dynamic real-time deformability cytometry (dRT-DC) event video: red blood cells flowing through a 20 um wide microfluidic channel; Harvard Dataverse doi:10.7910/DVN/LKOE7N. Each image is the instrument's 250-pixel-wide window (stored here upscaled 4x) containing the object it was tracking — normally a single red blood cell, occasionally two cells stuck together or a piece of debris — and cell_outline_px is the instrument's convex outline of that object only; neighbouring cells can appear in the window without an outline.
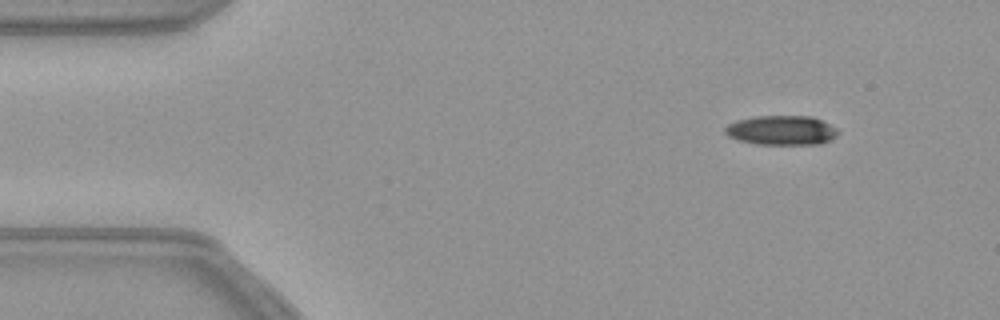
{"species": "common noctule bat (a hibernating species)", "species_latin": "Nyctalus noctula", "temperature_condition": "warm", "stored_images_in_passage": 51, "segment_of_instrument_passage": [1, 2], "camera_frame_rate_fps": 3000, "um_per_image_px": 0.085, "animal": {"sex": "female", "body_mass_g": 21.9}, "frame": {"image": 1, "passage_image": 1, "time_ms": 0.0, "image_size_px": [1000, 320], "cell_outline_px": [[840, 132], [836, 136], [820, 144], [756, 144], [736, 140], [728, 136], [724, 132], [724, 128], [728, 124], [736, 120], [756, 116], [812, 116], [836, 128]], "centroid_in_image_um": [66.39, 11.07], "position_along_channel_um": 18.6, "area_um2": 19.42}}
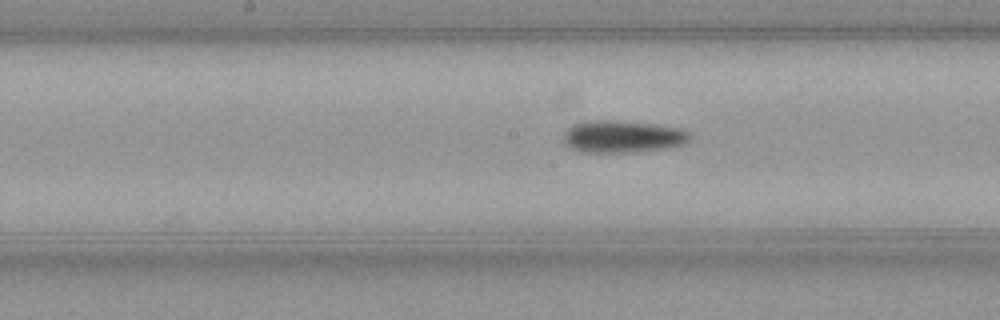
{"frame": {"image": 2, "passage_image": 22, "time_ms": 7.0, "image_size_px": [1000, 320], "cell_outline_px": [[692, 136], [684, 144], [668, 148], [640, 152], [580, 152], [564, 144], [564, 132], [572, 124], [588, 120], [612, 120], [652, 124], [680, 128], [688, 132]], "centroid_in_image_um": [52.91, 11.61], "position_along_channel_um": 195.3, "area_um2": 23.87}}
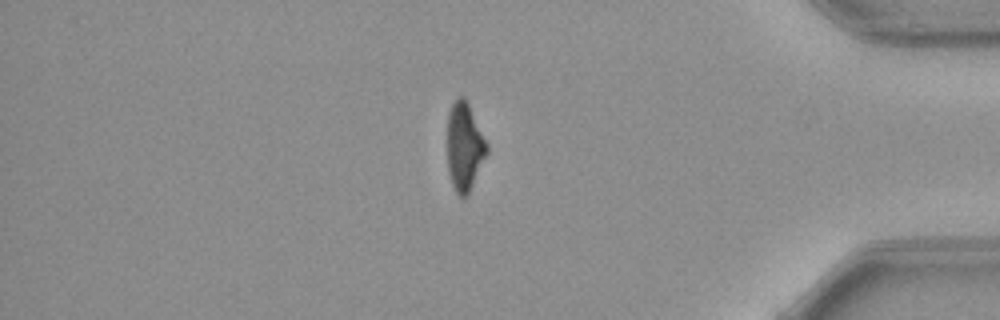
{"frame": {"image": 3, "passage_image": 41, "time_ms": 13.333, "image_size_px": [1000, 320], "cell_outline_px": [[488, 152], [468, 192], [464, 196], [460, 196], [456, 192], [452, 184], [448, 172], [448, 112], [452, 104], [460, 96], [464, 96], [488, 144]], "centroid_in_image_um": [39.47, 12.44], "position_along_channel_um": 395.7, "area_um2": 19.83}}